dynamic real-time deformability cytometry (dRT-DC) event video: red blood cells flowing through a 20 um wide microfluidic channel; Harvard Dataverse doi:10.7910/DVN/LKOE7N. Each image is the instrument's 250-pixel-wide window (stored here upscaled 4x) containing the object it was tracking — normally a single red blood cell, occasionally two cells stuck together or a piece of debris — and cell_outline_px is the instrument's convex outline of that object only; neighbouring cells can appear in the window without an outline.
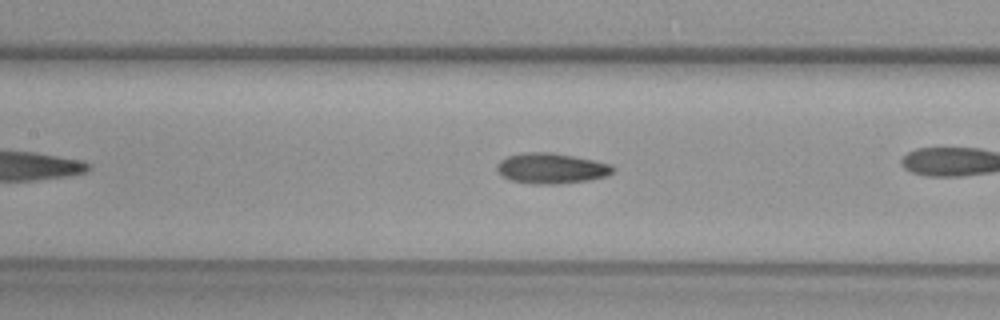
{"species": "common noctule bat (a hibernating species)", "species_latin": "Nyctalus noctula", "temperature_condition": "warm", "stored_images_in_passage": 29, "camera_frame_rate_fps": 3000, "um_per_image_px": 0.085, "animal": {"sex": "female", "body_mass_g": 29.2, "forearm_length_mm": 56.3}, "frame": {"image": 1, "passage_image": 13, "time_ms": 4.0, "image_size_px": [1000, 320], "cell_outline_px": [[616, 168], [608, 176], [592, 180], [560, 184], [532, 184], [512, 180], [500, 176], [496, 172], [496, 164], [500, 160], [508, 156], [524, 152], [552, 152], [612, 164]], "centroid_in_image_um": [46.85, 14.32], "position_along_channel_um": 160.5, "area_um2": 20.92}}